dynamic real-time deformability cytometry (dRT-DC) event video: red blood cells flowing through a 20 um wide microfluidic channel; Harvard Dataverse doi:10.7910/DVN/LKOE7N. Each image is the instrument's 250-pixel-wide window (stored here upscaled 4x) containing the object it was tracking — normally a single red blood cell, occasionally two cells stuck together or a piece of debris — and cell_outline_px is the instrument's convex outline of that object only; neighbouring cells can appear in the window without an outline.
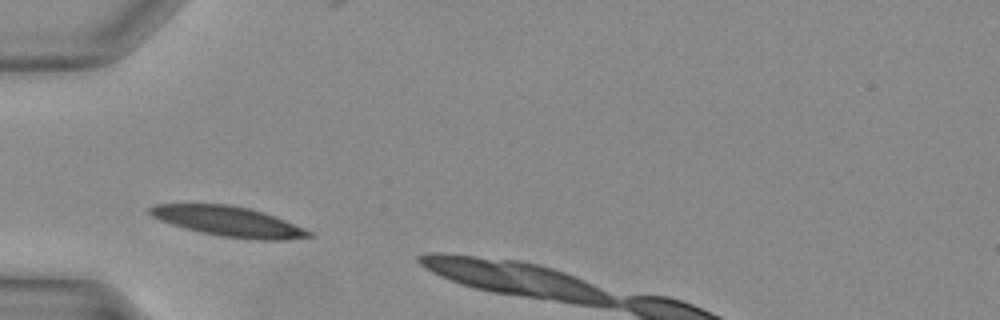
{"species": "Egyptian fruit bat (a non-hibernating species)", "species_latin": "Rousettus aegyptiacus", "temperature_condition": "warm", "stored_images_in_passage": 4, "camera_frame_rate_fps": 3000, "um_per_image_px": 0.085, "animal": {"sex": "female"}, "frame": {"image": 1, "passage_image": 2, "time_ms": 0.333, "image_size_px": [1000, 320], "cell_outline_px": [[316, 236], [288, 240], [256, 240], [220, 236], [200, 232], [184, 228], [160, 220], [152, 216], [148, 212], [148, 208], [156, 204], [228, 204], [248, 208], [264, 212], [304, 228], [312, 232]], "centroid_in_image_um": [19.45, 18.83], "position_along_channel_um": 65.5, "area_um2": 27.86}}